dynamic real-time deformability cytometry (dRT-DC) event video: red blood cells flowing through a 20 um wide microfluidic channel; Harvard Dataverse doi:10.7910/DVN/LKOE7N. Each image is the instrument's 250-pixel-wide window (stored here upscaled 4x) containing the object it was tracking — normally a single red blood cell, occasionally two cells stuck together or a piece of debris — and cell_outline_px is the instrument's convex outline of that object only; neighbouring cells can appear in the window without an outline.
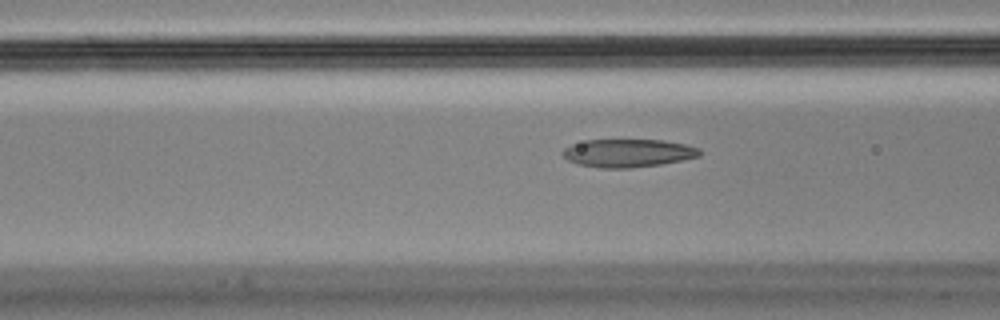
{"species": "Egyptian fruit bat (a non-hibernating species)", "species_latin": "Rousettus aegyptiacus", "temperature_condition": "cold", "stored_images_in_passage": 16, "camera_frame_rate_fps": 3000, "um_per_image_px": 0.085, "animal": {"sex": "male"}, "frame": {"image": 1, "passage_image": 14, "time_ms": 4.333, "image_size_px": [1000, 320], "cell_outline_px": [[700, 156], [660, 164], [628, 168], [600, 168], [580, 164], [568, 160], [560, 152], [564, 148], [572, 144], [588, 140], [664, 140], [688, 144], [700, 148]], "centroid_in_image_um": [53.39, 13.0], "position_along_channel_um": 113.2, "area_um2": 22.31}}